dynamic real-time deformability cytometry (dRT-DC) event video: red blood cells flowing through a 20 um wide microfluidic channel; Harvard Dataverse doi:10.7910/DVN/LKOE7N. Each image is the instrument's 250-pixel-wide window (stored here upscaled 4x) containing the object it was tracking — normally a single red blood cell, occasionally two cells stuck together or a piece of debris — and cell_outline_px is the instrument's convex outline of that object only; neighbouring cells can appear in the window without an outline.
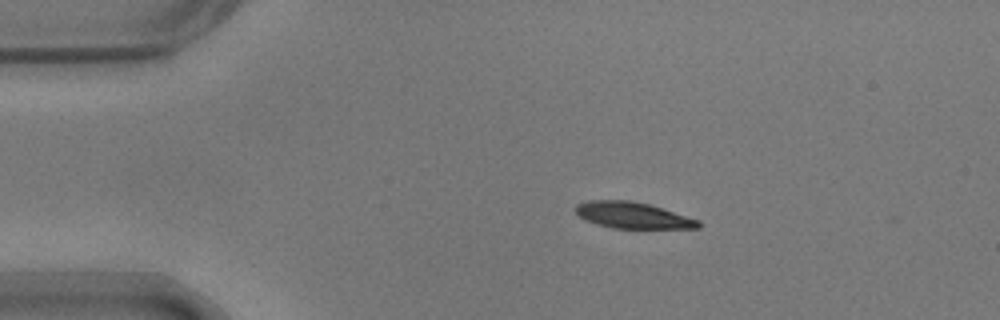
{"species": "common noctule bat (a hibernating species)", "species_latin": "Nyctalus noctula", "temperature_condition": "warm", "stored_images_in_passage": 2, "camera_frame_rate_fps": 3000, "um_per_image_px": 0.085, "animal": {"sex": "male", "body_mass_g": 17.9}, "frame": {"image": 1, "passage_image": 1, "time_ms": 0.0, "image_size_px": [1000, 320], "cell_outline_px": [[700, 228], [612, 228], [596, 224], [584, 220], [576, 212], [576, 204], [588, 200], [632, 200], [648, 204], [700, 220]], "centroid_in_image_um": [53.75, 18.3], "position_along_channel_um": 31.2, "area_um2": 18.73}}